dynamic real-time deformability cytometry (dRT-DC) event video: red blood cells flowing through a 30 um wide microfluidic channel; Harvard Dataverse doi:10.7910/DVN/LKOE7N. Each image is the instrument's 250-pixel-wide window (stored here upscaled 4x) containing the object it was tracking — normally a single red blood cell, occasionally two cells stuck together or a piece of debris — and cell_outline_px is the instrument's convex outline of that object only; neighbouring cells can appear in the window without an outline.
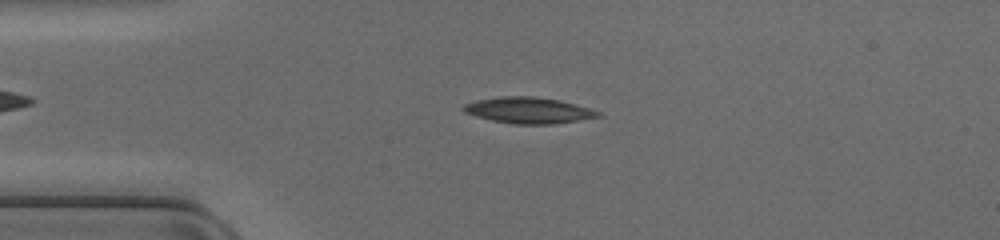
{"species": "common noctule bat (a hibernating species)", "species_latin": "Nyctalus noctula", "temperature_condition": "cold", "stored_images_in_passage": 48, "camera_frame_rate_fps": 3000, "um_per_image_px": 0.085, "animal": {"sex": "female", "body_mass_g": 17.0, "forearm_length_mm": 48.0}, "frame": {"image": 1, "passage_image": 12, "time_ms": 3.667, "image_size_px": [1000, 240], "cell_outline_px": [[600, 116], [552, 124], [516, 124], [492, 120], [476, 116], [464, 112], [460, 108], [464, 104], [476, 100], [500, 96], [536, 96], [560, 100], [588, 108], [600, 112]], "centroid_in_image_um": [44.86, 9.36], "position_along_channel_um": 40.1, "area_um2": 20.29}}
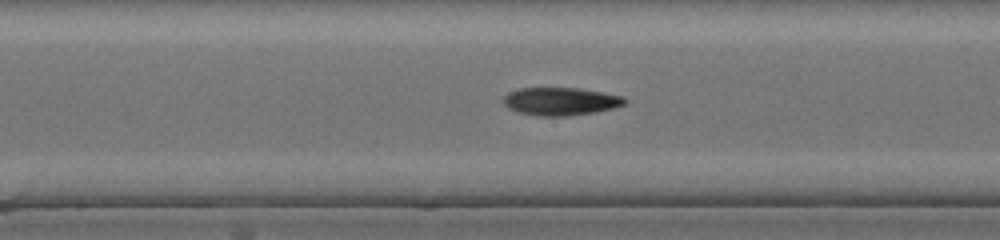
{"frame": {"image": 2, "passage_image": 25, "time_ms": 8.0, "image_size_px": [1000, 240], "cell_outline_px": [[628, 100], [624, 104], [612, 108], [596, 112], [568, 116], [536, 116], [516, 112], [508, 108], [504, 104], [504, 96], [508, 92], [520, 88], [580, 88], [604, 92], [624, 96]], "centroid_in_image_um": [47.65, 8.62], "position_along_channel_um": 200.5, "area_um2": 19.94}}
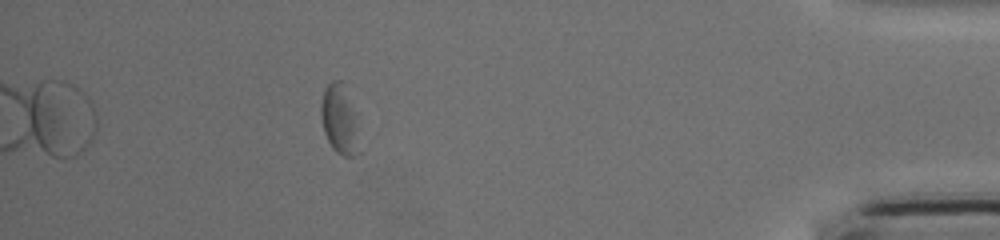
{"frame": {"image": 3, "passage_image": 43, "time_ms": 14.0, "image_size_px": [1000, 240], "cell_outline_px": [[360, 152], [356, 156], [344, 156], [336, 152], [332, 148], [324, 132], [320, 116], [320, 104], [324, 88], [332, 80], [344, 80], [352, 112]], "centroid_in_image_um": [28.8, 10.14], "position_along_channel_um": 406.4, "area_um2": 15.14}}